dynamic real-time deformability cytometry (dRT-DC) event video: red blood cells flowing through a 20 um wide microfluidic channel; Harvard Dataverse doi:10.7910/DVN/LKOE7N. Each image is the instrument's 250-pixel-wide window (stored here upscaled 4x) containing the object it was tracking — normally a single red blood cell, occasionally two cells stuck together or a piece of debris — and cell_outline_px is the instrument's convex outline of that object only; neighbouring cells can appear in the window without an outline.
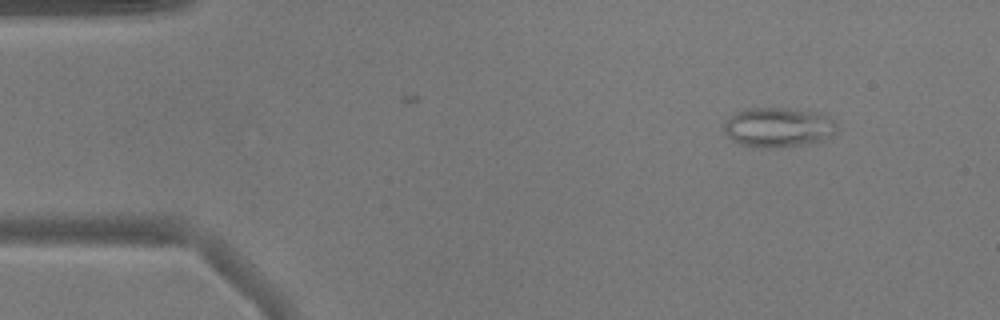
{"species": "common noctule bat (a hibernating species)", "species_latin": "Nyctalus noctula", "temperature_condition": "warm", "stored_images_in_passage": 33, "camera_frame_rate_fps": 3000, "um_per_image_px": 0.085, "animal": {"sex": "male", "body_mass_g": 17.9}, "frame": {"image": 1, "passage_image": 5, "time_ms": 1.333, "image_size_px": [1000, 320], "cell_outline_px": [[836, 132], [824, 140], [800, 144], [768, 148], [760, 148], [740, 144], [732, 140], [724, 132], [724, 124], [736, 112], [748, 108], [788, 108], [820, 112], [828, 116], [836, 124]], "centroid_in_image_um": [66.15, 10.81], "position_along_channel_um": 18.8, "area_um2": 25.95}}
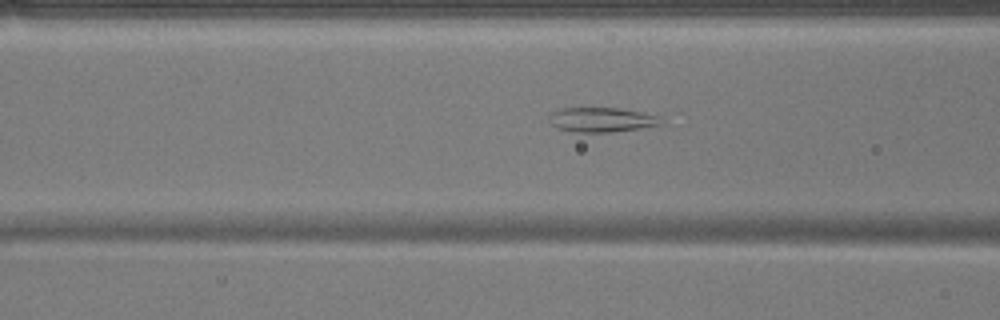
{"frame": {"image": 2, "passage_image": 19, "time_ms": 6.0, "image_size_px": [1000, 320], "cell_outline_px": [[664, 124], [612, 132], [576, 132], [556, 128], [548, 120], [548, 116], [552, 112], [560, 108], [616, 108], [640, 112], [656, 116], [664, 120]], "centroid_in_image_um": [51.1, 10.18], "position_along_channel_um": 115.5, "area_um2": 15.95}}